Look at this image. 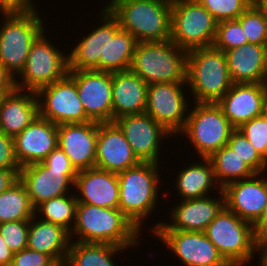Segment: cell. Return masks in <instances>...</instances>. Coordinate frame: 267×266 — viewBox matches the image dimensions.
Listing matches in <instances>:
<instances>
[{
    "instance_id": "obj_1",
    "label": "cell",
    "mask_w": 267,
    "mask_h": 266,
    "mask_svg": "<svg viewBox=\"0 0 267 266\" xmlns=\"http://www.w3.org/2000/svg\"><path fill=\"white\" fill-rule=\"evenodd\" d=\"M78 242L108 243L124 248L137 245L139 230L120 209L77 203L75 223L70 231Z\"/></svg>"
},
{
    "instance_id": "obj_2",
    "label": "cell",
    "mask_w": 267,
    "mask_h": 266,
    "mask_svg": "<svg viewBox=\"0 0 267 266\" xmlns=\"http://www.w3.org/2000/svg\"><path fill=\"white\" fill-rule=\"evenodd\" d=\"M106 7L138 43L171 39L172 0H110Z\"/></svg>"
},
{
    "instance_id": "obj_3",
    "label": "cell",
    "mask_w": 267,
    "mask_h": 266,
    "mask_svg": "<svg viewBox=\"0 0 267 266\" xmlns=\"http://www.w3.org/2000/svg\"><path fill=\"white\" fill-rule=\"evenodd\" d=\"M186 83L194 101L217 103L233 85L225 52L213 46L188 51Z\"/></svg>"
},
{
    "instance_id": "obj_4",
    "label": "cell",
    "mask_w": 267,
    "mask_h": 266,
    "mask_svg": "<svg viewBox=\"0 0 267 266\" xmlns=\"http://www.w3.org/2000/svg\"><path fill=\"white\" fill-rule=\"evenodd\" d=\"M157 163L140 162L118 172L119 209L141 231L142 221L152 214L158 200L160 185Z\"/></svg>"
},
{
    "instance_id": "obj_5",
    "label": "cell",
    "mask_w": 267,
    "mask_h": 266,
    "mask_svg": "<svg viewBox=\"0 0 267 266\" xmlns=\"http://www.w3.org/2000/svg\"><path fill=\"white\" fill-rule=\"evenodd\" d=\"M204 234L230 266H245L256 254L260 240L254 226L224 207Z\"/></svg>"
},
{
    "instance_id": "obj_6",
    "label": "cell",
    "mask_w": 267,
    "mask_h": 266,
    "mask_svg": "<svg viewBox=\"0 0 267 266\" xmlns=\"http://www.w3.org/2000/svg\"><path fill=\"white\" fill-rule=\"evenodd\" d=\"M187 51L171 40L137 43L130 70L148 85L186 82Z\"/></svg>"
},
{
    "instance_id": "obj_7",
    "label": "cell",
    "mask_w": 267,
    "mask_h": 266,
    "mask_svg": "<svg viewBox=\"0 0 267 266\" xmlns=\"http://www.w3.org/2000/svg\"><path fill=\"white\" fill-rule=\"evenodd\" d=\"M36 10L2 13L0 63L14 77L25 68L32 43L45 31L46 25Z\"/></svg>"
},
{
    "instance_id": "obj_8",
    "label": "cell",
    "mask_w": 267,
    "mask_h": 266,
    "mask_svg": "<svg viewBox=\"0 0 267 266\" xmlns=\"http://www.w3.org/2000/svg\"><path fill=\"white\" fill-rule=\"evenodd\" d=\"M217 23L198 0H172L170 40L179 48L188 52L212 46Z\"/></svg>"
},
{
    "instance_id": "obj_9",
    "label": "cell",
    "mask_w": 267,
    "mask_h": 266,
    "mask_svg": "<svg viewBox=\"0 0 267 266\" xmlns=\"http://www.w3.org/2000/svg\"><path fill=\"white\" fill-rule=\"evenodd\" d=\"M192 109L180 134L187 136L199 158H209L215 151L227 145L235 128L217 103L195 102Z\"/></svg>"
},
{
    "instance_id": "obj_10",
    "label": "cell",
    "mask_w": 267,
    "mask_h": 266,
    "mask_svg": "<svg viewBox=\"0 0 267 266\" xmlns=\"http://www.w3.org/2000/svg\"><path fill=\"white\" fill-rule=\"evenodd\" d=\"M43 31L32 43L25 68L18 75L16 88L37 92L40 88L65 78L69 73V57L52 45ZM21 78L22 81H18Z\"/></svg>"
},
{
    "instance_id": "obj_11",
    "label": "cell",
    "mask_w": 267,
    "mask_h": 266,
    "mask_svg": "<svg viewBox=\"0 0 267 266\" xmlns=\"http://www.w3.org/2000/svg\"><path fill=\"white\" fill-rule=\"evenodd\" d=\"M36 95L39 116L56 125L91 121L79 99L76 82L69 75L40 88Z\"/></svg>"
},
{
    "instance_id": "obj_12",
    "label": "cell",
    "mask_w": 267,
    "mask_h": 266,
    "mask_svg": "<svg viewBox=\"0 0 267 266\" xmlns=\"http://www.w3.org/2000/svg\"><path fill=\"white\" fill-rule=\"evenodd\" d=\"M184 84L187 85L186 82H162L149 84L147 88L145 113L173 136L180 134L187 122L189 102L182 90Z\"/></svg>"
},
{
    "instance_id": "obj_13",
    "label": "cell",
    "mask_w": 267,
    "mask_h": 266,
    "mask_svg": "<svg viewBox=\"0 0 267 266\" xmlns=\"http://www.w3.org/2000/svg\"><path fill=\"white\" fill-rule=\"evenodd\" d=\"M76 82L86 116L94 122H113L112 73L99 70H69Z\"/></svg>"
},
{
    "instance_id": "obj_14",
    "label": "cell",
    "mask_w": 267,
    "mask_h": 266,
    "mask_svg": "<svg viewBox=\"0 0 267 266\" xmlns=\"http://www.w3.org/2000/svg\"><path fill=\"white\" fill-rule=\"evenodd\" d=\"M184 266H230L204 232L154 230Z\"/></svg>"
},
{
    "instance_id": "obj_15",
    "label": "cell",
    "mask_w": 267,
    "mask_h": 266,
    "mask_svg": "<svg viewBox=\"0 0 267 266\" xmlns=\"http://www.w3.org/2000/svg\"><path fill=\"white\" fill-rule=\"evenodd\" d=\"M114 122L122 130L131 149L141 162L158 164L161 141L171 137V133L147 113L124 115Z\"/></svg>"
},
{
    "instance_id": "obj_16",
    "label": "cell",
    "mask_w": 267,
    "mask_h": 266,
    "mask_svg": "<svg viewBox=\"0 0 267 266\" xmlns=\"http://www.w3.org/2000/svg\"><path fill=\"white\" fill-rule=\"evenodd\" d=\"M217 104L231 125L238 129L267 111V83H233Z\"/></svg>"
},
{
    "instance_id": "obj_17",
    "label": "cell",
    "mask_w": 267,
    "mask_h": 266,
    "mask_svg": "<svg viewBox=\"0 0 267 266\" xmlns=\"http://www.w3.org/2000/svg\"><path fill=\"white\" fill-rule=\"evenodd\" d=\"M260 175L256 173L222 188L225 207L252 225L260 219L267 202V175L266 178Z\"/></svg>"
},
{
    "instance_id": "obj_18",
    "label": "cell",
    "mask_w": 267,
    "mask_h": 266,
    "mask_svg": "<svg viewBox=\"0 0 267 266\" xmlns=\"http://www.w3.org/2000/svg\"><path fill=\"white\" fill-rule=\"evenodd\" d=\"M219 199L204 196L190 200L180 199V203L171 211L170 223H157L152 230H179L204 232L210 222L225 207V196L222 190Z\"/></svg>"
},
{
    "instance_id": "obj_19",
    "label": "cell",
    "mask_w": 267,
    "mask_h": 266,
    "mask_svg": "<svg viewBox=\"0 0 267 266\" xmlns=\"http://www.w3.org/2000/svg\"><path fill=\"white\" fill-rule=\"evenodd\" d=\"M98 122L58 125L57 144L77 171L95 167Z\"/></svg>"
},
{
    "instance_id": "obj_20",
    "label": "cell",
    "mask_w": 267,
    "mask_h": 266,
    "mask_svg": "<svg viewBox=\"0 0 267 266\" xmlns=\"http://www.w3.org/2000/svg\"><path fill=\"white\" fill-rule=\"evenodd\" d=\"M140 162L115 122L98 123L95 167L118 173Z\"/></svg>"
},
{
    "instance_id": "obj_21",
    "label": "cell",
    "mask_w": 267,
    "mask_h": 266,
    "mask_svg": "<svg viewBox=\"0 0 267 266\" xmlns=\"http://www.w3.org/2000/svg\"><path fill=\"white\" fill-rule=\"evenodd\" d=\"M13 140L21 167L42 162L58 146V125L38 116Z\"/></svg>"
},
{
    "instance_id": "obj_22",
    "label": "cell",
    "mask_w": 267,
    "mask_h": 266,
    "mask_svg": "<svg viewBox=\"0 0 267 266\" xmlns=\"http://www.w3.org/2000/svg\"><path fill=\"white\" fill-rule=\"evenodd\" d=\"M74 188L79 192L77 203L119 209V180L115 172L97 167L78 171Z\"/></svg>"
},
{
    "instance_id": "obj_23",
    "label": "cell",
    "mask_w": 267,
    "mask_h": 266,
    "mask_svg": "<svg viewBox=\"0 0 267 266\" xmlns=\"http://www.w3.org/2000/svg\"><path fill=\"white\" fill-rule=\"evenodd\" d=\"M19 179L34 208L44 201L67 195L69 189L74 188V183L62 171L50 170L43 162L21 167Z\"/></svg>"
},
{
    "instance_id": "obj_24",
    "label": "cell",
    "mask_w": 267,
    "mask_h": 266,
    "mask_svg": "<svg viewBox=\"0 0 267 266\" xmlns=\"http://www.w3.org/2000/svg\"><path fill=\"white\" fill-rule=\"evenodd\" d=\"M225 54L233 83H267V45L245 43Z\"/></svg>"
},
{
    "instance_id": "obj_25",
    "label": "cell",
    "mask_w": 267,
    "mask_h": 266,
    "mask_svg": "<svg viewBox=\"0 0 267 266\" xmlns=\"http://www.w3.org/2000/svg\"><path fill=\"white\" fill-rule=\"evenodd\" d=\"M38 116L36 92L16 88L0 98V131L8 136L14 138Z\"/></svg>"
},
{
    "instance_id": "obj_26",
    "label": "cell",
    "mask_w": 267,
    "mask_h": 266,
    "mask_svg": "<svg viewBox=\"0 0 267 266\" xmlns=\"http://www.w3.org/2000/svg\"><path fill=\"white\" fill-rule=\"evenodd\" d=\"M148 84L131 70L112 73L113 122L124 115L145 113Z\"/></svg>"
},
{
    "instance_id": "obj_27",
    "label": "cell",
    "mask_w": 267,
    "mask_h": 266,
    "mask_svg": "<svg viewBox=\"0 0 267 266\" xmlns=\"http://www.w3.org/2000/svg\"><path fill=\"white\" fill-rule=\"evenodd\" d=\"M29 220L28 248L49 255L59 266H64L71 243L70 232L63 226L43 220ZM37 221V222H36Z\"/></svg>"
},
{
    "instance_id": "obj_28",
    "label": "cell",
    "mask_w": 267,
    "mask_h": 266,
    "mask_svg": "<svg viewBox=\"0 0 267 266\" xmlns=\"http://www.w3.org/2000/svg\"><path fill=\"white\" fill-rule=\"evenodd\" d=\"M137 43L136 38L120 27L117 18L107 8L106 59H100V71L130 70Z\"/></svg>"
},
{
    "instance_id": "obj_29",
    "label": "cell",
    "mask_w": 267,
    "mask_h": 266,
    "mask_svg": "<svg viewBox=\"0 0 267 266\" xmlns=\"http://www.w3.org/2000/svg\"><path fill=\"white\" fill-rule=\"evenodd\" d=\"M102 10V25L83 37L68 54L69 70L100 71V59H106L107 47V7Z\"/></svg>"
},
{
    "instance_id": "obj_30",
    "label": "cell",
    "mask_w": 267,
    "mask_h": 266,
    "mask_svg": "<svg viewBox=\"0 0 267 266\" xmlns=\"http://www.w3.org/2000/svg\"><path fill=\"white\" fill-rule=\"evenodd\" d=\"M203 162L189 164L181 169L176 179V189L183 200H190L207 196L215 187L222 190L216 181L213 165L209 158H201ZM218 185V186H217ZM212 187V188H211Z\"/></svg>"
},
{
    "instance_id": "obj_31",
    "label": "cell",
    "mask_w": 267,
    "mask_h": 266,
    "mask_svg": "<svg viewBox=\"0 0 267 266\" xmlns=\"http://www.w3.org/2000/svg\"><path fill=\"white\" fill-rule=\"evenodd\" d=\"M64 266H117L113 256L127 248L108 243L78 242L71 238Z\"/></svg>"
},
{
    "instance_id": "obj_32",
    "label": "cell",
    "mask_w": 267,
    "mask_h": 266,
    "mask_svg": "<svg viewBox=\"0 0 267 266\" xmlns=\"http://www.w3.org/2000/svg\"><path fill=\"white\" fill-rule=\"evenodd\" d=\"M217 183L221 188L230 182L247 179L256 174L234 151L227 145L215 151L209 157Z\"/></svg>"
},
{
    "instance_id": "obj_33",
    "label": "cell",
    "mask_w": 267,
    "mask_h": 266,
    "mask_svg": "<svg viewBox=\"0 0 267 266\" xmlns=\"http://www.w3.org/2000/svg\"><path fill=\"white\" fill-rule=\"evenodd\" d=\"M34 215L35 208L20 179L0 194V223L30 220Z\"/></svg>"
},
{
    "instance_id": "obj_34",
    "label": "cell",
    "mask_w": 267,
    "mask_h": 266,
    "mask_svg": "<svg viewBox=\"0 0 267 266\" xmlns=\"http://www.w3.org/2000/svg\"><path fill=\"white\" fill-rule=\"evenodd\" d=\"M77 202L76 194L62 195L39 204L35 214L41 213V220L61 225L70 232L75 223Z\"/></svg>"
},
{
    "instance_id": "obj_35",
    "label": "cell",
    "mask_w": 267,
    "mask_h": 266,
    "mask_svg": "<svg viewBox=\"0 0 267 266\" xmlns=\"http://www.w3.org/2000/svg\"><path fill=\"white\" fill-rule=\"evenodd\" d=\"M247 43L267 45V17L257 2H253L237 19Z\"/></svg>"
},
{
    "instance_id": "obj_36",
    "label": "cell",
    "mask_w": 267,
    "mask_h": 266,
    "mask_svg": "<svg viewBox=\"0 0 267 266\" xmlns=\"http://www.w3.org/2000/svg\"><path fill=\"white\" fill-rule=\"evenodd\" d=\"M227 146L256 173L263 174L267 170V162L256 152L255 148L238 129L232 131Z\"/></svg>"
},
{
    "instance_id": "obj_37",
    "label": "cell",
    "mask_w": 267,
    "mask_h": 266,
    "mask_svg": "<svg viewBox=\"0 0 267 266\" xmlns=\"http://www.w3.org/2000/svg\"><path fill=\"white\" fill-rule=\"evenodd\" d=\"M245 43L247 38L237 19L217 23L216 36L212 45L214 48L225 52Z\"/></svg>"
},
{
    "instance_id": "obj_38",
    "label": "cell",
    "mask_w": 267,
    "mask_h": 266,
    "mask_svg": "<svg viewBox=\"0 0 267 266\" xmlns=\"http://www.w3.org/2000/svg\"><path fill=\"white\" fill-rule=\"evenodd\" d=\"M217 22L235 20L253 3L252 0H198Z\"/></svg>"
},
{
    "instance_id": "obj_39",
    "label": "cell",
    "mask_w": 267,
    "mask_h": 266,
    "mask_svg": "<svg viewBox=\"0 0 267 266\" xmlns=\"http://www.w3.org/2000/svg\"><path fill=\"white\" fill-rule=\"evenodd\" d=\"M238 130L267 162V111L263 115L242 124Z\"/></svg>"
},
{
    "instance_id": "obj_40",
    "label": "cell",
    "mask_w": 267,
    "mask_h": 266,
    "mask_svg": "<svg viewBox=\"0 0 267 266\" xmlns=\"http://www.w3.org/2000/svg\"><path fill=\"white\" fill-rule=\"evenodd\" d=\"M28 232L29 220L0 223V234L14 253L27 248Z\"/></svg>"
},
{
    "instance_id": "obj_41",
    "label": "cell",
    "mask_w": 267,
    "mask_h": 266,
    "mask_svg": "<svg viewBox=\"0 0 267 266\" xmlns=\"http://www.w3.org/2000/svg\"><path fill=\"white\" fill-rule=\"evenodd\" d=\"M10 266H59L49 255L29 249L15 252Z\"/></svg>"
},
{
    "instance_id": "obj_42",
    "label": "cell",
    "mask_w": 267,
    "mask_h": 266,
    "mask_svg": "<svg viewBox=\"0 0 267 266\" xmlns=\"http://www.w3.org/2000/svg\"><path fill=\"white\" fill-rule=\"evenodd\" d=\"M50 170L62 171L73 183L78 171L71 164L70 159L58 146L42 161Z\"/></svg>"
},
{
    "instance_id": "obj_43",
    "label": "cell",
    "mask_w": 267,
    "mask_h": 266,
    "mask_svg": "<svg viewBox=\"0 0 267 266\" xmlns=\"http://www.w3.org/2000/svg\"><path fill=\"white\" fill-rule=\"evenodd\" d=\"M0 169L20 170L14 149L13 137L0 131Z\"/></svg>"
},
{
    "instance_id": "obj_44",
    "label": "cell",
    "mask_w": 267,
    "mask_h": 266,
    "mask_svg": "<svg viewBox=\"0 0 267 266\" xmlns=\"http://www.w3.org/2000/svg\"><path fill=\"white\" fill-rule=\"evenodd\" d=\"M36 8L32 0H0V13L28 12Z\"/></svg>"
},
{
    "instance_id": "obj_45",
    "label": "cell",
    "mask_w": 267,
    "mask_h": 266,
    "mask_svg": "<svg viewBox=\"0 0 267 266\" xmlns=\"http://www.w3.org/2000/svg\"><path fill=\"white\" fill-rule=\"evenodd\" d=\"M16 89V78L0 63V98Z\"/></svg>"
},
{
    "instance_id": "obj_46",
    "label": "cell",
    "mask_w": 267,
    "mask_h": 266,
    "mask_svg": "<svg viewBox=\"0 0 267 266\" xmlns=\"http://www.w3.org/2000/svg\"><path fill=\"white\" fill-rule=\"evenodd\" d=\"M20 170L0 169V194L19 180Z\"/></svg>"
},
{
    "instance_id": "obj_47",
    "label": "cell",
    "mask_w": 267,
    "mask_h": 266,
    "mask_svg": "<svg viewBox=\"0 0 267 266\" xmlns=\"http://www.w3.org/2000/svg\"><path fill=\"white\" fill-rule=\"evenodd\" d=\"M260 241L267 240V202L260 219L253 225Z\"/></svg>"
},
{
    "instance_id": "obj_48",
    "label": "cell",
    "mask_w": 267,
    "mask_h": 266,
    "mask_svg": "<svg viewBox=\"0 0 267 266\" xmlns=\"http://www.w3.org/2000/svg\"><path fill=\"white\" fill-rule=\"evenodd\" d=\"M14 252L6 245L0 234V266H10Z\"/></svg>"
},
{
    "instance_id": "obj_49",
    "label": "cell",
    "mask_w": 267,
    "mask_h": 266,
    "mask_svg": "<svg viewBox=\"0 0 267 266\" xmlns=\"http://www.w3.org/2000/svg\"><path fill=\"white\" fill-rule=\"evenodd\" d=\"M260 252L259 266H267V240L260 241L257 252Z\"/></svg>"
},
{
    "instance_id": "obj_50",
    "label": "cell",
    "mask_w": 267,
    "mask_h": 266,
    "mask_svg": "<svg viewBox=\"0 0 267 266\" xmlns=\"http://www.w3.org/2000/svg\"><path fill=\"white\" fill-rule=\"evenodd\" d=\"M257 3L264 10L266 17H267V0H259Z\"/></svg>"
}]
</instances>
